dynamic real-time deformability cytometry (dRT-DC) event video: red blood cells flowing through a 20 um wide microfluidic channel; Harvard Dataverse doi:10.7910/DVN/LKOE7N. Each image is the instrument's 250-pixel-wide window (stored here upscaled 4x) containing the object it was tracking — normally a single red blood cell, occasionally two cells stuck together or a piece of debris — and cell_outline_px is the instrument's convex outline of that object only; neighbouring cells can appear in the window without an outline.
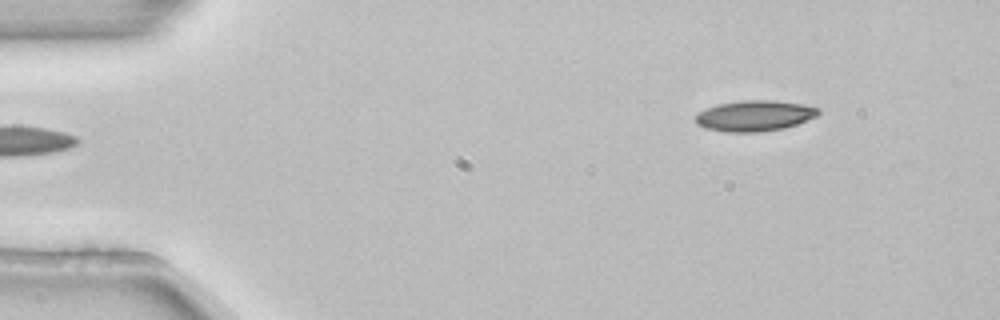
{"species": "common noctule bat (a hibernating species)", "species_latin": "Nyctalus noctula", "temperature_condition": "room temperature", "stored_images_in_passage": 5, "segment_of_instrument_passage": [2, 2], "camera_frame_rate_fps": 3000, "um_per_image_px": 0.085, "animal": {"sex": "female", "body_mass_g": 22.7, "forearm_length_mm": 54.2}, "frame": {"image": 1, "passage_image": 5, "time_ms": 1.333, "image_size_px": [1000, 320], "cell_outline_px": [[820, 112], [816, 116], [796, 124], [784, 128], [760, 132], [728, 132], [708, 128], [696, 124], [696, 116], [700, 112], [708, 108], [720, 104], [744, 100], [776, 100], [804, 104], [820, 108]], "centroid_in_image_um": [64.19, 9.83], "position_along_channel_um": 20.8, "area_um2": 21.79}}